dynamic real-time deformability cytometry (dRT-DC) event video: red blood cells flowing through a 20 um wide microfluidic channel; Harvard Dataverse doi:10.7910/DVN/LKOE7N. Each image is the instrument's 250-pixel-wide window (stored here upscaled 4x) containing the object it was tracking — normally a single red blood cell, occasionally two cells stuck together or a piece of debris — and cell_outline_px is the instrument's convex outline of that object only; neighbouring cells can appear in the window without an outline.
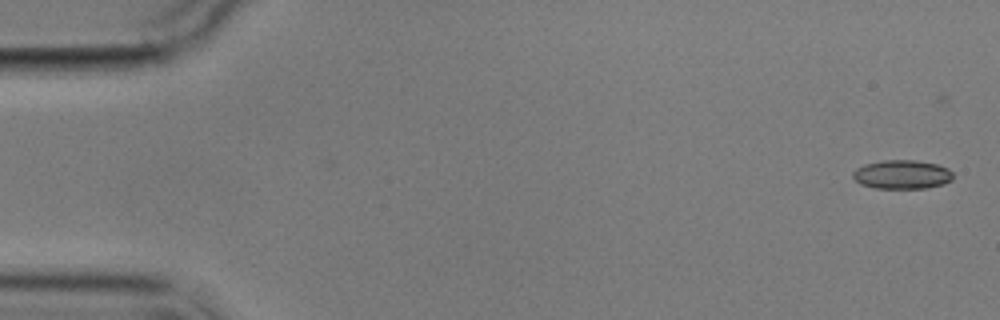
{"species": "common noctule bat (a hibernating species)", "species_latin": "Nyctalus noctula", "temperature_condition": "cold", "stored_images_in_passage": 4, "camera_frame_rate_fps": 3000, "um_per_image_px": 0.085, "animal": {"sex": "male", "body_mass_g": 17.9}, "frame": {"image": 1, "passage_image": 1, "time_ms": 0.0, "image_size_px": [1000, 320], "cell_outline_px": [[952, 180], [944, 184], [928, 188], [876, 188], [860, 184], [852, 176], [852, 172], [856, 168], [864, 164], [884, 160], [916, 160], [936, 164], [948, 168], [952, 172]], "centroid_in_image_um": [76.67, 14.83], "position_along_channel_um": 8.3, "area_um2": 16.94}}
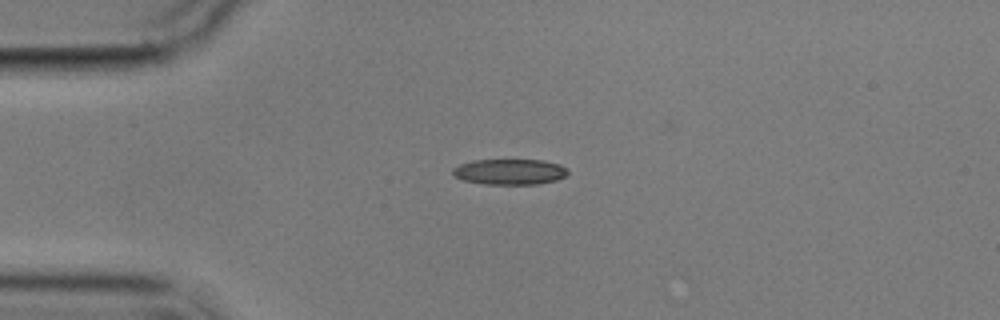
{"frame": {"image": 2, "passage_image": 4, "time_ms": 4.0, "image_size_px": [1000, 320], "cell_outline_px": [[568, 172], [564, 176], [556, 180], [536, 184], [484, 184], [464, 180], [452, 176], [452, 168], [460, 164], [472, 160], [544, 160], [560, 164], [568, 168]], "centroid_in_image_um": [43.31, 14.59], "position_along_channel_um": 41.7, "area_um2": 17.28}}